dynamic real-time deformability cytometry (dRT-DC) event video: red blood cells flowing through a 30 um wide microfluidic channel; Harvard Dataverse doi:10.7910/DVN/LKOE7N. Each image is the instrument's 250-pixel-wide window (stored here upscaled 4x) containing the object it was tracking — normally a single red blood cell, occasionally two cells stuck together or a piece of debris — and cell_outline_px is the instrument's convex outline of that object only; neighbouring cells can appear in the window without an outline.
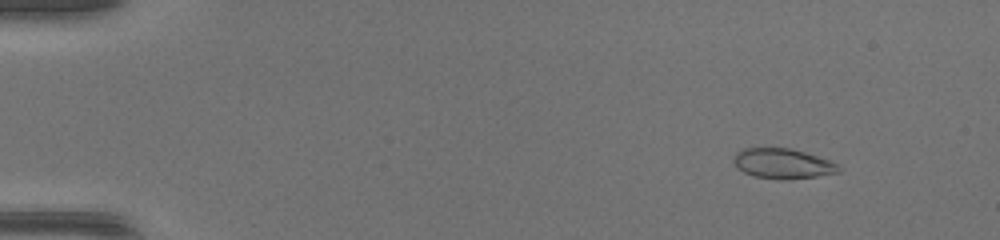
{"species": "common noctule bat (a hibernating species)", "species_latin": "Nyctalus noctula", "temperature_condition": "warm", "stored_images_in_passage": 50, "camera_frame_rate_fps": 3000, "um_per_image_px": 0.085, "animal": {"sex": "female", "body_mass_g": 17.0, "forearm_length_mm": 48.0}, "frame": {"image": 1, "passage_image": 6, "time_ms": 1.667, "image_size_px": [1000, 240], "cell_outline_px": [[840, 172], [816, 176], [784, 180], [780, 180], [752, 176], [736, 168], [732, 160], [736, 152], [744, 148], [792, 148], [828, 160], [836, 164], [840, 168]], "centroid_in_image_um": [66.47, 13.91], "position_along_channel_um": 18.5, "area_um2": 18.44}}
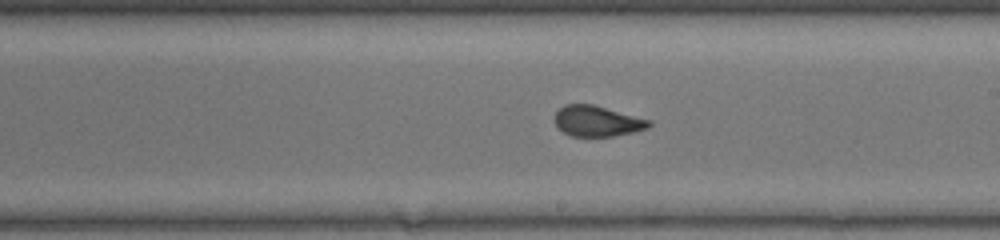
{"frame": {"image": 2, "passage_image": 30, "time_ms": 9.667, "image_size_px": [1000, 240], "cell_outline_px": [[652, 124], [648, 128], [632, 132], [612, 136], [572, 136], [564, 132], [552, 120], [556, 112], [564, 104], [592, 104], [652, 120]], "centroid_in_image_um": [50.76, 10.28], "position_along_channel_um": 238.2, "area_um2": 16.82}}
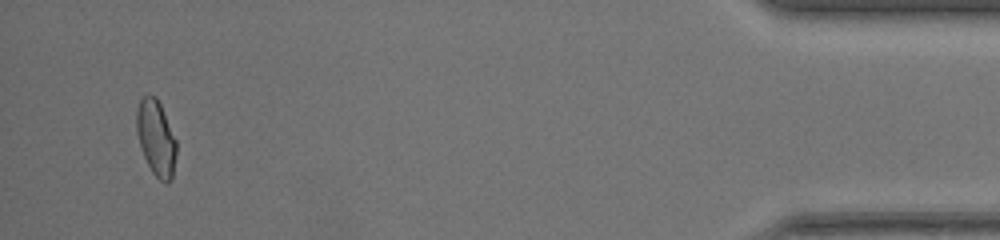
{"frame": {"image": 3, "passage_image": 48, "time_ms": 15.667, "image_size_px": [1000, 240], "cell_outline_px": [[176, 156], [172, 180], [168, 184], [164, 184], [152, 172], [144, 156], [136, 132], [136, 112], [140, 100], [144, 96], [156, 96], [160, 104], [176, 140]], "centroid_in_image_um": [13.27, 11.77], "position_along_channel_um": 421.9, "area_um2": 17.46}}